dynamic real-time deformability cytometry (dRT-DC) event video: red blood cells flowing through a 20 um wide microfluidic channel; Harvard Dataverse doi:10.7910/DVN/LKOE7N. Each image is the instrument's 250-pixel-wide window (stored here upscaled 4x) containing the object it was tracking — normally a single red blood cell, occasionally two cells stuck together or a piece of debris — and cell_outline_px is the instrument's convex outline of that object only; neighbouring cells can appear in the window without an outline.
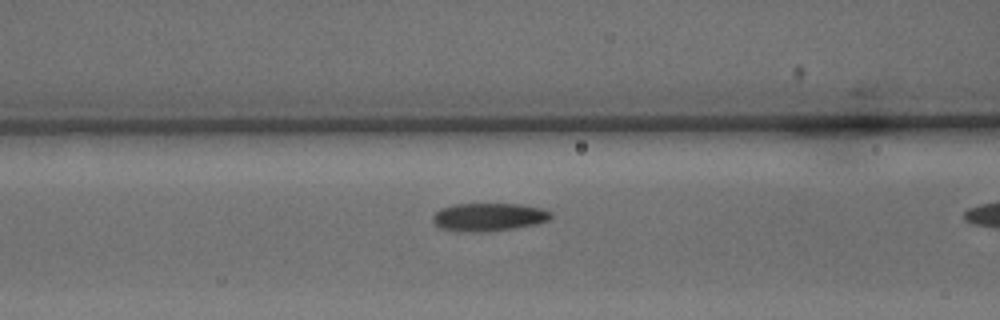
{"species": "common noctule bat (a hibernating species)", "species_latin": "Nyctalus noctula", "temperature_condition": "warm", "stored_images_in_passage": 22, "camera_frame_rate_fps": 3000, "um_per_image_px": 0.085, "animal": {"sex": "male", "body_mass_g": 15.6}, "frame": {"image": 1, "passage_image": 17, "time_ms": 5.333, "image_size_px": [1000, 320], "cell_outline_px": [[552, 216], [548, 220], [536, 224], [512, 228], [476, 232], [468, 232], [440, 228], [432, 220], [432, 216], [440, 208], [456, 204], [520, 204], [544, 208], [552, 212]], "centroid_in_image_um": [41.55, 18.43], "position_along_channel_um": 125.0, "area_um2": 19.19}}
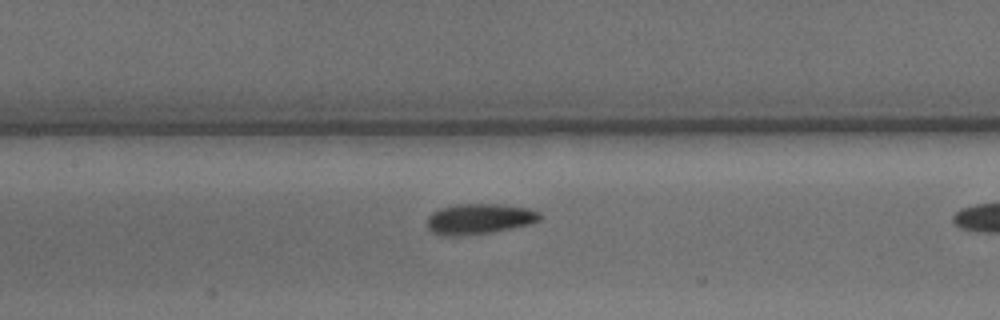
{"frame": {"image": 2, "passage_image": 20, "time_ms": 6.333, "image_size_px": [1000, 320], "cell_outline_px": [[540, 220], [532, 224], [492, 232], [456, 236], [448, 236], [432, 232], [428, 228], [428, 216], [432, 212], [440, 208], [456, 204], [500, 204], [528, 208], [540, 212]], "centroid_in_image_um": [40.75, 18.6], "position_along_channel_um": 166.6, "area_um2": 20.06}}